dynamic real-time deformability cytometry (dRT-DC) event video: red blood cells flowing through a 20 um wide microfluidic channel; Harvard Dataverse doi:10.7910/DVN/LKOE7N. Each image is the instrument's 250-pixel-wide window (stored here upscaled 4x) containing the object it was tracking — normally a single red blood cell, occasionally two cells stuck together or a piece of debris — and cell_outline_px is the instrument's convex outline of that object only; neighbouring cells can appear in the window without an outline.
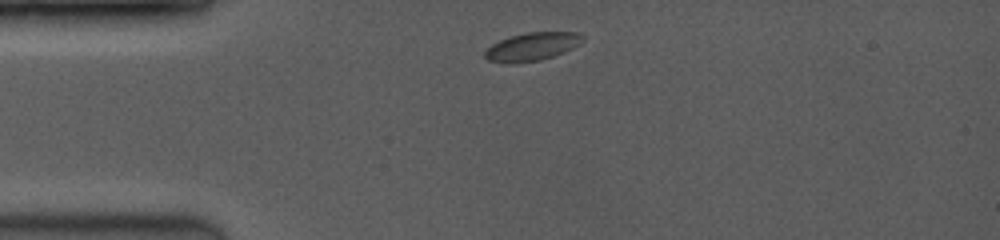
{"species": "common noctule bat (a hibernating species)", "species_latin": "Nyctalus noctula", "temperature_condition": "room temperature", "stored_images_in_passage": 22, "camera_frame_rate_fps": 3500, "um_per_image_px": 0.085, "animal": {"sex": "female", "body_mass_g": 19.0, "forearm_length_mm": 53.3}, "frame": {"image": 1, "passage_image": 1, "time_ms": 0.0, "image_size_px": [1000, 240], "cell_outline_px": [[584, 40], [572, 48], [564, 52], [540, 60], [516, 64], [512, 64], [488, 60], [484, 56], [484, 52], [492, 44], [500, 40], [512, 36], [528, 32], [576, 32], [584, 36]], "centroid_in_image_um": [45.22, 3.97], "position_along_channel_um": 39.8, "area_um2": 15.95}}
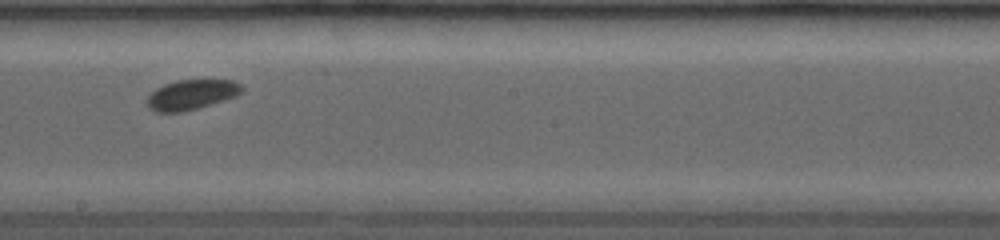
{"frame": {"image": 2, "passage_image": 13, "time_ms": 5.429, "image_size_px": [1000, 240], "cell_outline_px": [[244, 92], [236, 96], [224, 100], [184, 112], [156, 112], [148, 108], [148, 96], [156, 88], [164, 84], [176, 80], [232, 80], [240, 84], [244, 88]], "centroid_in_image_um": [16.29, 8.04], "position_along_channel_um": 231.9, "area_um2": 16.59}}
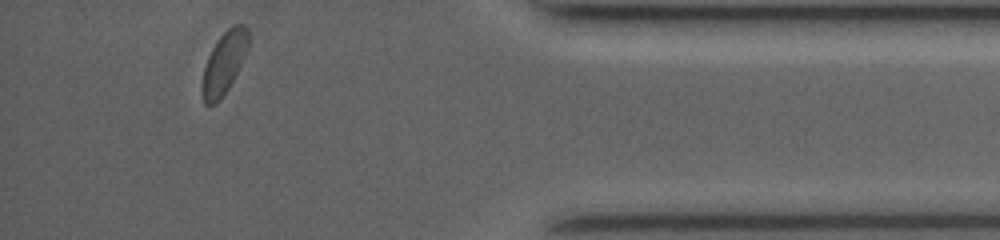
{"frame": {"image": 3, "passage_image": 22, "time_ms": 10.571, "image_size_px": [1000, 240], "cell_outline_px": [[248, 48], [228, 88], [220, 100], [216, 104], [204, 104], [200, 92], [200, 84], [204, 68], [208, 56], [212, 48], [220, 36], [232, 24], [244, 24], [248, 28]], "centroid_in_image_um": [19.01, 5.36], "position_along_channel_um": 416.2, "area_um2": 16.7}}